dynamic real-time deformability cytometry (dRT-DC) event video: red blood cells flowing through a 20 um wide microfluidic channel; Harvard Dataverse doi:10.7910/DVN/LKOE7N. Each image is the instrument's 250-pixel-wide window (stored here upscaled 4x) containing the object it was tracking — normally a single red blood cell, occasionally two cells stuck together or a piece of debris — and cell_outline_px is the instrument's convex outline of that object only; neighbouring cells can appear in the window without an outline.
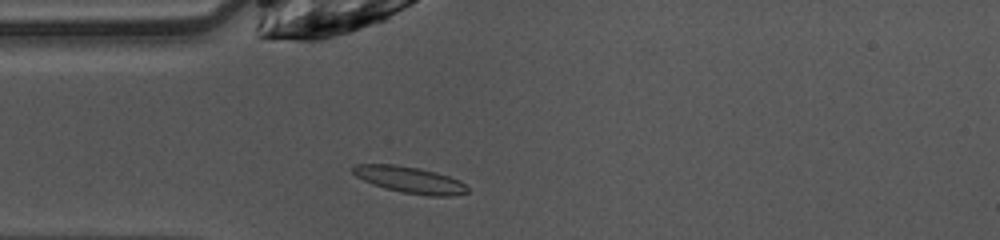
{"species": "common noctule bat (a hibernating species)", "species_latin": "Nyctalus noctula", "temperature_condition": "warm", "stored_images_in_passage": 39, "camera_frame_rate_fps": 3000, "um_per_image_px": 0.085, "animal": {"sex": "female", "body_mass_g": 10.0, "forearm_length_mm": 53.1}, "frame": {"image": 1, "passage_image": 3, "time_ms": 0.667, "image_size_px": [1000, 240], "cell_outline_px": [[468, 192], [448, 196], [428, 196], [404, 192], [384, 188], [372, 184], [356, 176], [352, 172], [352, 168], [356, 164], [396, 164], [420, 168], [436, 172], [460, 180], [468, 188]], "centroid_in_image_um": [34.82, 15.27], "position_along_channel_um": 50.2, "area_um2": 17.63}}
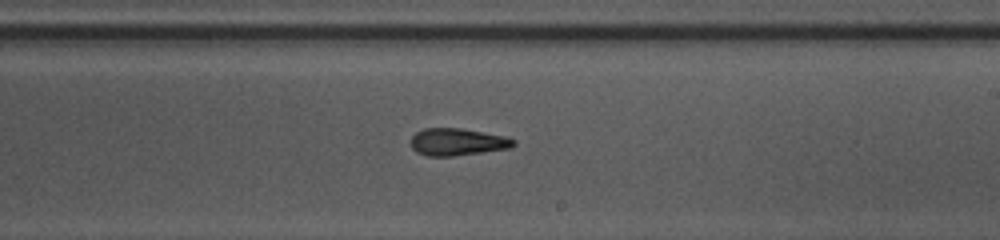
{"frame": {"image": 2, "passage_image": 18, "time_ms": 5.667, "image_size_px": [1000, 240], "cell_outline_px": [[516, 144], [512, 148], [452, 156], [428, 156], [416, 152], [412, 148], [408, 140], [416, 132], [424, 128], [460, 128], [504, 136], [516, 140]], "centroid_in_image_um": [38.85, 12.07], "position_along_channel_um": 250.2, "area_um2": 16.42}}
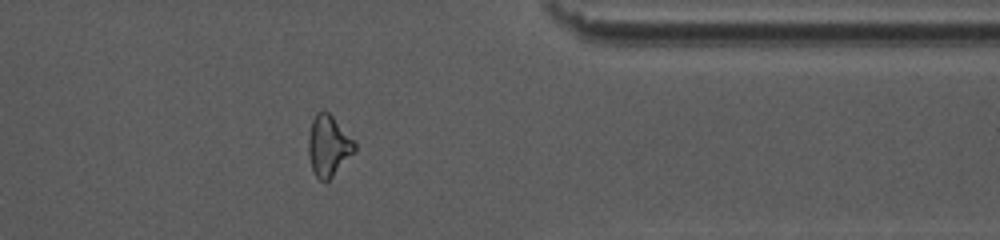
{"frame": {"image": 3, "passage_image": 29, "time_ms": 9.333, "image_size_px": [1000, 240], "cell_outline_px": [[356, 152], [324, 184], [312, 172], [308, 156], [308, 136], [312, 120], [316, 112], [324, 108], [356, 140]], "centroid_in_image_um": [27.92, 12.38], "position_along_channel_um": 383.5, "area_um2": 16.94}, "authors_computed_cell_mechanics": {"area_um2": 16.7042, "velocity_mm_per_s": 4.0625, "shape_relaxation_time_tau1_ms": null, "shape_relaxation_time_tau2_ms": 4.8419, "deformation_change_tau1": null, "deformation_change_tau2": 0.127}}